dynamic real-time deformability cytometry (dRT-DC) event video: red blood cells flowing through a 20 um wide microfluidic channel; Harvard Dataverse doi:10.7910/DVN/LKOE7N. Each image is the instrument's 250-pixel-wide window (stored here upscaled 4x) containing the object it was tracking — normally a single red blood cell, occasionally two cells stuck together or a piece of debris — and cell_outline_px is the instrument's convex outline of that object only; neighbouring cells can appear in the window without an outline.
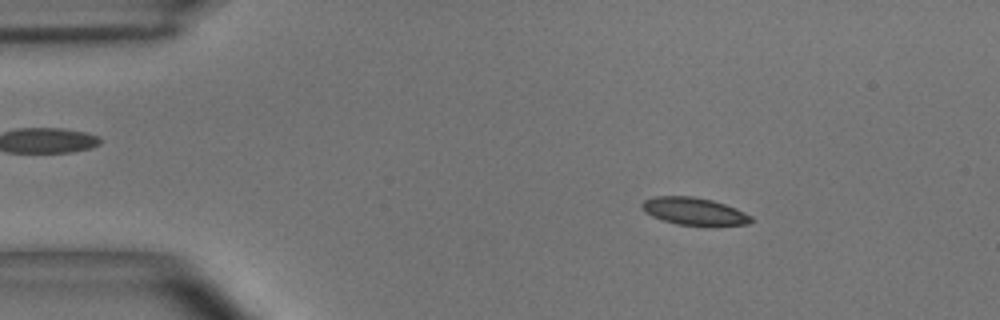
{"species": "common noctule bat (a hibernating species)", "species_latin": "Nyctalus noctula", "temperature_condition": "room temperature", "stored_images_in_passage": 55, "camera_frame_rate_fps": 3000, "um_per_image_px": 0.085, "animal": {"sex": "male", "body_mass_g": 15.6}, "frame": {"image": 1, "passage_image": 9, "time_ms": 2.667, "image_size_px": [1000, 320], "cell_outline_px": [[752, 220], [748, 224], [676, 224], [652, 216], [644, 212], [640, 208], [640, 204], [644, 200], [656, 196], [692, 196], [712, 200], [736, 208], [752, 216]], "centroid_in_image_um": [58.94, 17.93], "position_along_channel_um": 26.1, "area_um2": 17.05}}
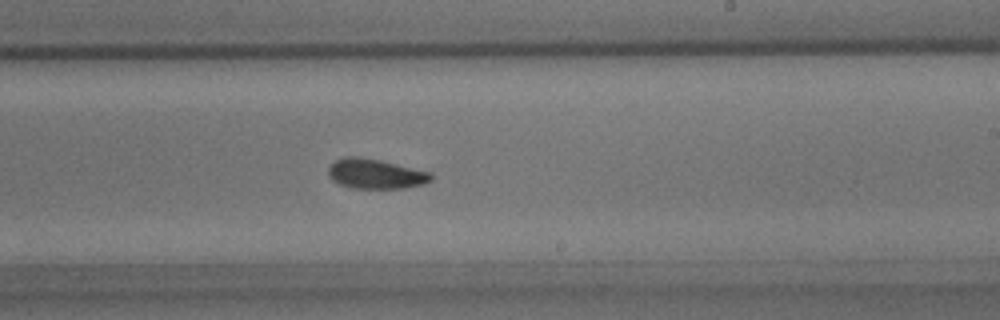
{"frame": {"image": 2, "passage_image": 33, "time_ms": 10.667, "image_size_px": [1000, 320], "cell_outline_px": [[432, 180], [424, 184], [404, 188], [352, 188], [340, 184], [332, 180], [328, 176], [328, 168], [336, 160], [344, 156], [356, 156], [380, 160], [432, 172]], "centroid_in_image_um": [31.93, 14.77], "position_along_channel_um": 257.1, "area_um2": 17.92}}
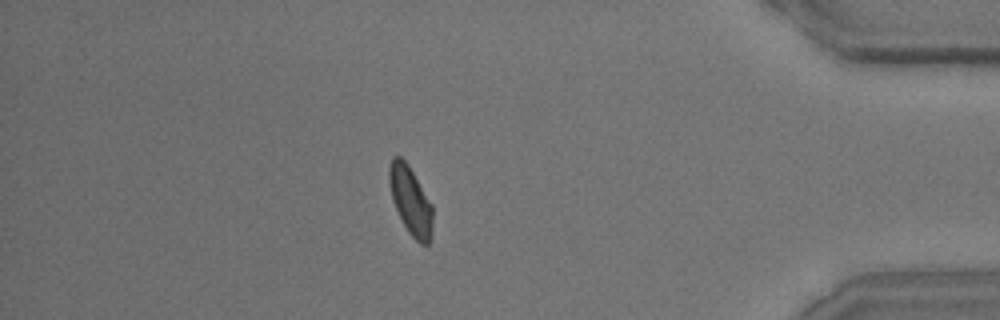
{"frame": {"image": 3, "passage_image": 48, "time_ms": 15.667, "image_size_px": [1000, 320], "cell_outline_px": [[432, 236], [428, 244], [420, 244], [408, 232], [392, 200], [388, 180], [388, 168], [392, 156], [400, 156], [408, 164], [432, 204]], "centroid_in_image_um": [34.89, 17.03], "position_along_channel_um": 400.3, "area_um2": 17.28}, "authors_computed_cell_mechanics": {"area_um2": 17.6868, "velocity_mm_per_s": 3.6475, "shape_relaxation_time_tau1_ms": 4.0402, "shape_relaxation_time_tau2_ms": 3.7092, "deformation_change_tau1": 0.0975, "deformation_change_tau2": 0.089}}